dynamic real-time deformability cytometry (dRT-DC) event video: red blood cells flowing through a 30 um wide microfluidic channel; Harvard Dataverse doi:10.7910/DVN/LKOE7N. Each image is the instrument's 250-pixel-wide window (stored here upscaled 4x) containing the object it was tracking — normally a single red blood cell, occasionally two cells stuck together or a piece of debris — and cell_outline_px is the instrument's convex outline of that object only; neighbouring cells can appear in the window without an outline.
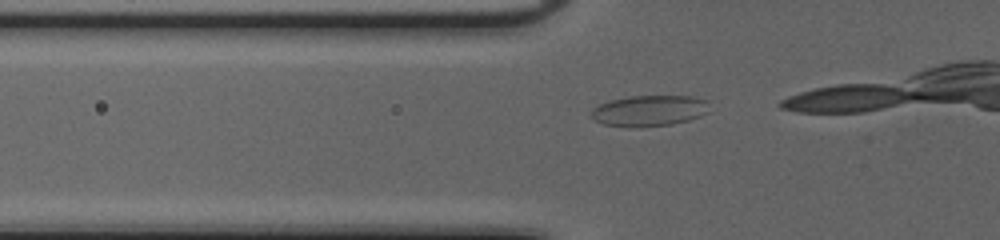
{"species": "common noctule bat (a hibernating species)", "species_latin": "Nyctalus noctula", "temperature_condition": "cold", "stored_images_in_passage": 7, "camera_frame_rate_fps": 3000, "um_per_image_px": 0.085, "animal": {"sex": "female", "body_mass_g": 20.0, "forearm_length_mm": 54.0}, "frame": {"image": 1, "passage_image": 2, "time_ms": 0.333, "image_size_px": [1000, 240], "cell_outline_px": [[708, 112], [700, 116], [688, 120], [672, 124], [632, 128], [604, 124], [596, 120], [592, 116], [592, 108], [600, 104], [612, 100], [628, 96], [692, 96], [708, 100]], "centroid_in_image_um": [55.21, 9.41], "position_along_channel_um": 70.6, "area_um2": 21.27}}
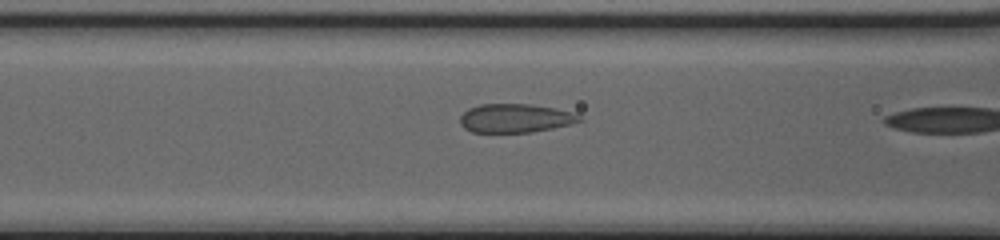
{"frame": {"image": 2, "passage_image": 6, "time_ms": 1.667, "image_size_px": [1000, 240], "cell_outline_px": [[584, 120], [572, 124], [532, 132], [472, 132], [464, 128], [460, 124], [460, 116], [468, 108], [480, 104], [528, 104], [556, 108], [576, 112]], "centroid_in_image_um": [43.83, 10.04], "position_along_channel_um": 122.8, "area_um2": 20.17}}